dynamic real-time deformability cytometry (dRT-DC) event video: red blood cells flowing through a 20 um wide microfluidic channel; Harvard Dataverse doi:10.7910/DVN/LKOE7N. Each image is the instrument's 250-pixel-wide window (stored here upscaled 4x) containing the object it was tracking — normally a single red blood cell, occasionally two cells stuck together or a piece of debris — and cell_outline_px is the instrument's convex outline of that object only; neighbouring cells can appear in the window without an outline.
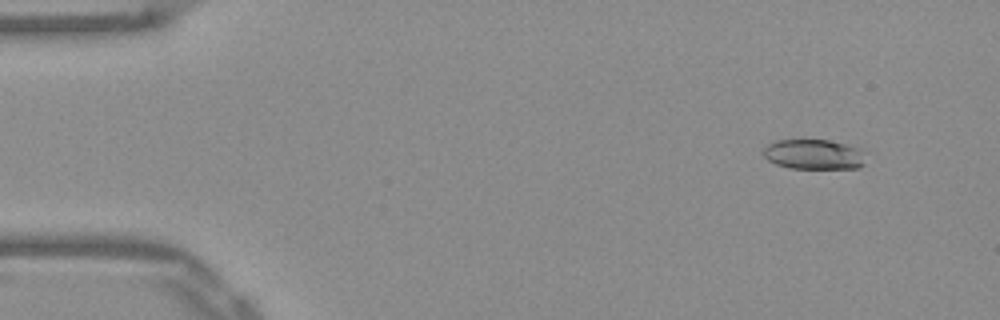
{"species": "Egyptian fruit bat (a non-hibernating species)", "species_latin": "Rousettus aegyptiacus", "temperature_condition": "warm", "stored_images_in_passage": 52, "camera_frame_rate_fps": 3000, "um_per_image_px": 0.085, "frame": {"image": 1, "passage_image": 5, "time_ms": 1.333, "image_size_px": [1000, 320], "cell_outline_px": [[864, 164], [860, 168], [788, 168], [776, 164], [768, 160], [764, 156], [764, 148], [768, 144], [776, 140], [828, 140], [848, 144], [860, 148], [864, 152]], "centroid_in_image_um": [69.2, 13.12], "position_along_channel_um": 15.8, "area_um2": 17.98}}
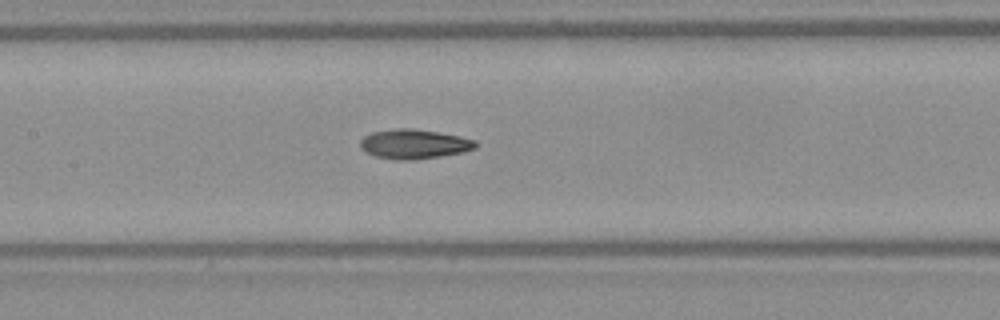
{"frame": {"image": 2, "passage_image": 25, "time_ms": 8.0, "image_size_px": [1000, 320], "cell_outline_px": [[476, 148], [464, 152], [440, 156], [412, 160], [396, 160], [376, 156], [364, 152], [360, 148], [360, 140], [364, 136], [372, 132], [396, 128], [412, 128], [460, 136], [476, 140]], "centroid_in_image_um": [35.17, 12.24], "position_along_channel_um": 172.2, "area_um2": 19.88}}
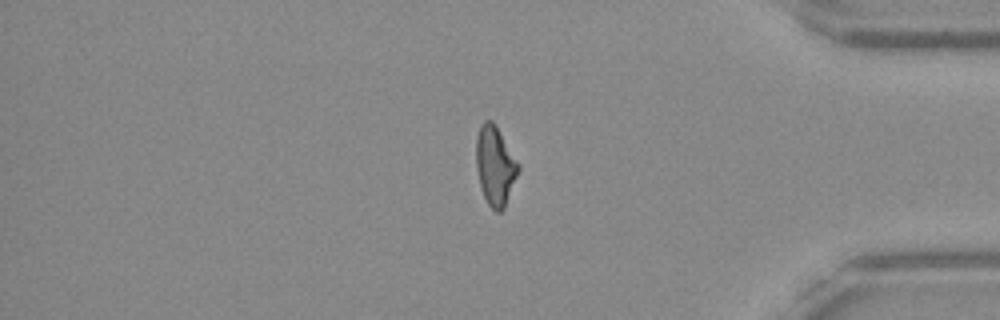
{"frame": {"image": 3, "passage_image": 44, "time_ms": 14.333, "image_size_px": [1000, 320], "cell_outline_px": [[520, 168], [504, 208], [500, 212], [496, 212], [488, 204], [484, 196], [480, 184], [476, 168], [476, 136], [480, 124], [484, 120], [492, 120], [520, 164]], "centroid_in_image_um": [42.08, 14.07], "position_along_channel_um": 393.1, "area_um2": 19.36}, "authors_computed_cell_mechanics": {"area_um2": 19.1607, "velocity_mm_per_s": 3.9057, "shape_relaxation_time_tau1_ms": null, "shape_relaxation_time_tau2_ms": 4.6991, "deformation_change_tau1": null, "deformation_change_tau2": 0.1405}}